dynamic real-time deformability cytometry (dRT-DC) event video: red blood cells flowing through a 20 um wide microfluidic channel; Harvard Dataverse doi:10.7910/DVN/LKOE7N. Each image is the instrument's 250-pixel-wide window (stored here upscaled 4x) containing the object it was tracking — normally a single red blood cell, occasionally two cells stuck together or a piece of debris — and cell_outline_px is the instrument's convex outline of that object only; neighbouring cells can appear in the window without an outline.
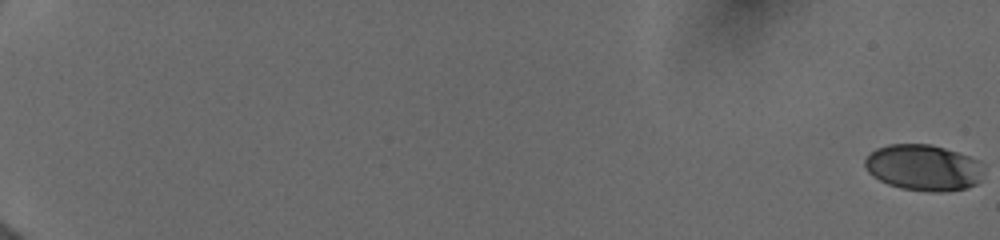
{"species": "human", "species_latin": "Homo sapiens", "temperature_condition": "cold", "stored_images_in_passage": 39, "camera_frame_rate_fps": 3000, "um_per_image_px": 0.085, "donor": {"sex": "female"}, "frame": {"image": 1, "passage_image": 1, "time_ms": 0.0, "image_size_px": [1000, 240], "cell_outline_px": [[984, 172], [980, 180], [976, 184], [968, 188], [944, 192], [928, 192], [900, 188], [888, 184], [872, 176], [868, 172], [864, 164], [864, 160], [876, 148], [888, 144], [928, 144], [944, 148], [980, 160], [984, 164]], "centroid_in_image_um": [78.53, 14.26], "position_along_channel_um": 6.5, "area_um2": 32.25}}
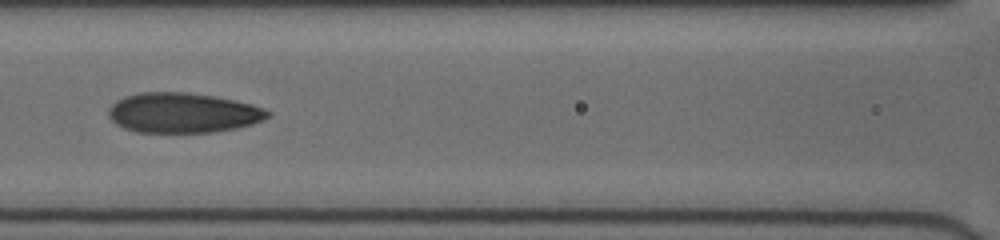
{"frame": {"image": 2, "passage_image": 22, "time_ms": 9.667, "image_size_px": [1000, 240], "cell_outline_px": [[268, 116], [264, 120], [252, 124], [236, 128], [212, 132], [136, 132], [124, 128], [116, 124], [108, 116], [108, 108], [116, 100], [124, 96], [140, 92], [184, 92], [212, 96], [236, 100], [252, 104], [264, 108], [268, 112]], "centroid_in_image_um": [15.51, 9.59], "position_along_channel_um": 151.1, "area_um2": 37.11}}
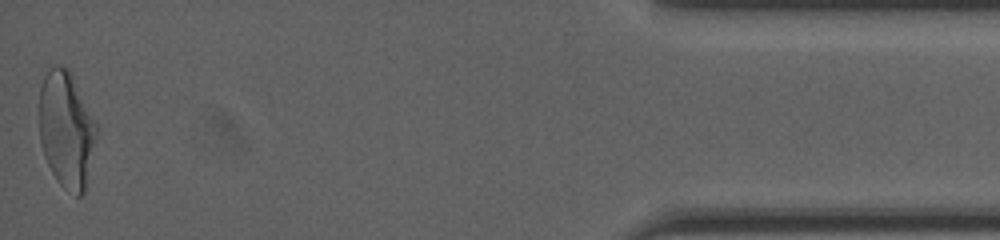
{"frame": {"image": 3, "passage_image": 39, "time_ms": 18.333, "image_size_px": [1000, 240], "cell_outline_px": [[96, 136], [84, 192], [80, 196], [76, 196], [64, 188], [60, 184], [52, 172], [44, 156], [40, 140], [40, 88], [44, 76], [52, 64], [60, 64], [68, 68], [96, 124]], "centroid_in_image_um": [5.62, 11.0], "position_along_channel_um": 429.6, "area_um2": 38.21}, "authors_computed_cell_mechanics": {"area_um2": 35.4314, "velocity_mm_per_s": 3.997, "shape_relaxation_time_tau1_ms": 7.378, "shape_relaxation_time_tau2_ms": 1.5391, "deformation_change_tau1": 0.2221, "deformation_change_tau2": 0.0865}}